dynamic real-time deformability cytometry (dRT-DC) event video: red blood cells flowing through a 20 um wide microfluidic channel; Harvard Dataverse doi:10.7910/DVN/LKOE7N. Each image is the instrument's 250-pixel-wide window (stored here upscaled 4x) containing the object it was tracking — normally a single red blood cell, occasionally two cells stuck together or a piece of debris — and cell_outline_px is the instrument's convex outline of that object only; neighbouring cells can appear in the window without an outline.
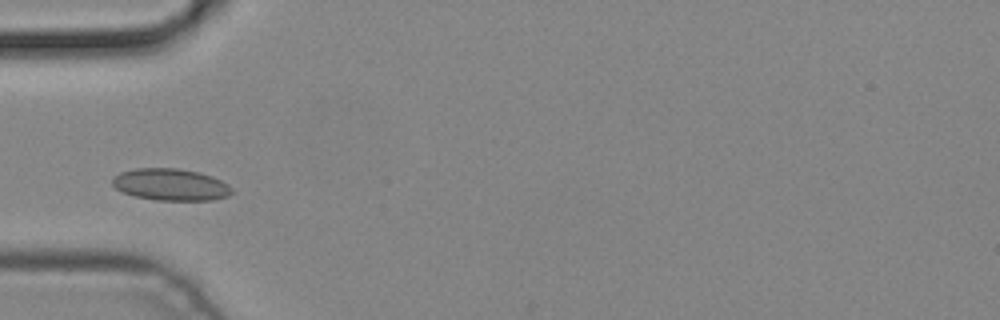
{"species": "common noctule bat (a hibernating species)", "species_latin": "Nyctalus noctula", "temperature_condition": "cold", "stored_images_in_passage": 2, "camera_frame_rate_fps": 3000, "um_per_image_px": 0.085, "animal": {"sex": "male", "body_mass_g": 19.2, "forearm_length_mm": 51.8}, "frame": {"image": 1, "passage_image": 2, "time_ms": 0.333, "image_size_px": [1000, 320], "cell_outline_px": [[232, 192], [228, 196], [212, 200], [156, 200], [132, 196], [120, 192], [112, 184], [112, 176], [120, 172], [136, 168], [180, 168], [200, 172], [212, 176], [228, 184], [232, 188]], "centroid_in_image_um": [14.47, 15.68], "position_along_channel_um": 70.5, "area_um2": 22.48}}